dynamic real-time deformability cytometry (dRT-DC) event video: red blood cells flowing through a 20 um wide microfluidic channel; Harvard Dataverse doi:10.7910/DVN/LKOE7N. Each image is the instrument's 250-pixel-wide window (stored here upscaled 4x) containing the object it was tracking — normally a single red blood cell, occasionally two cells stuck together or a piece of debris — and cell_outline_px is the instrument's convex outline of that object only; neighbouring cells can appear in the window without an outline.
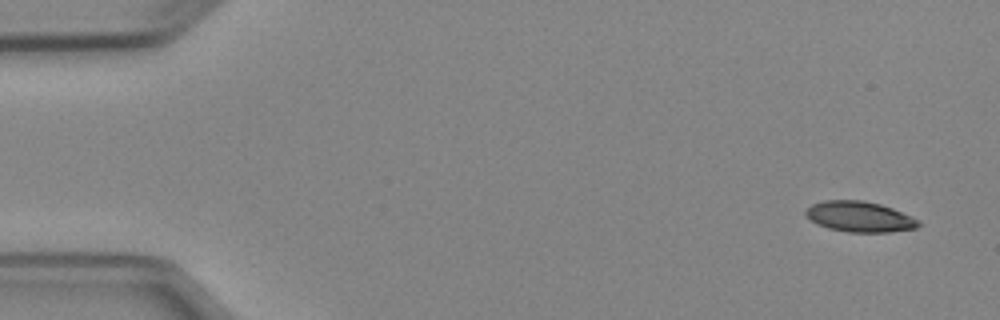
{"species": "Egyptian fruit bat (a non-hibernating species)", "species_latin": "Rousettus aegyptiacus", "temperature_condition": "cold", "stored_images_in_passage": 4, "camera_frame_rate_fps": 3000, "um_per_image_px": 0.085, "animal": {"sex": "female"}, "frame": {"image": 1, "passage_image": 1, "time_ms": 0.0, "image_size_px": [1000, 320], "cell_outline_px": [[920, 224], [916, 228], [888, 232], [848, 232], [828, 228], [816, 224], [804, 212], [812, 204], [824, 200], [860, 200], [880, 204], [892, 208], [912, 216], [920, 220]], "centroid_in_image_um": [73.08, 18.42], "position_along_channel_um": 11.9, "area_um2": 20.0}}